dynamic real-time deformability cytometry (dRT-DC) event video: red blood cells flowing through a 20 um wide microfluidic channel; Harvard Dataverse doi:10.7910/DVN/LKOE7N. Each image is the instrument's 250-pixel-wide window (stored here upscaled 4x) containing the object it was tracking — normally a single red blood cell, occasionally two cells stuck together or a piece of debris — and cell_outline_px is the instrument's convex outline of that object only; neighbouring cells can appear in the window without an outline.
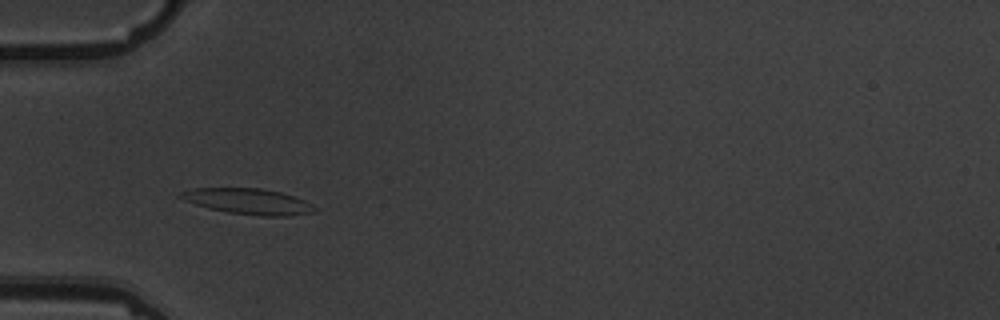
{"species": "common noctule bat (a hibernating species)", "species_latin": "Nyctalus noctula", "temperature_condition": "warm", "stored_images_in_passage": 6, "camera_frame_rate_fps": 3000, "um_per_image_px": 0.085, "animal": {"sex": "male", "body_mass_g": 19.5, "forearm_length_mm": 54.6}, "frame": {"image": 1, "passage_image": 5, "time_ms": 4.667, "image_size_px": [1000, 320], "cell_outline_px": [[316, 208], [312, 212], [288, 216], [260, 216], [228, 212], [208, 208], [196, 204], [176, 196], [180, 192], [192, 188], [260, 188], [280, 192], [304, 200], [312, 204]], "centroid_in_image_um": [21.07, 17.11], "position_along_channel_um": 63.9, "area_um2": 19.94}}
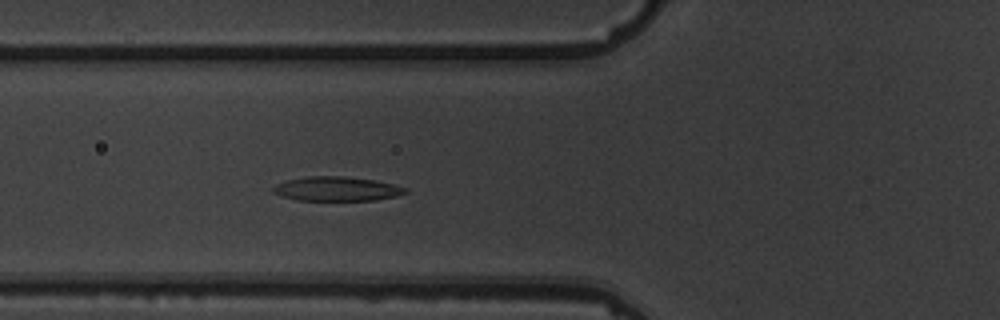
{"frame": {"image": 2, "passage_image": 6, "time_ms": 5.667, "image_size_px": [1000, 320], "cell_outline_px": [[408, 192], [396, 196], [376, 200], [296, 200], [272, 192], [272, 188], [276, 184], [288, 180], [308, 176], [344, 176], [376, 180], [408, 188]], "centroid_in_image_um": [28.65, 16.05], "position_along_channel_um": 97.2, "area_um2": 18.67}}